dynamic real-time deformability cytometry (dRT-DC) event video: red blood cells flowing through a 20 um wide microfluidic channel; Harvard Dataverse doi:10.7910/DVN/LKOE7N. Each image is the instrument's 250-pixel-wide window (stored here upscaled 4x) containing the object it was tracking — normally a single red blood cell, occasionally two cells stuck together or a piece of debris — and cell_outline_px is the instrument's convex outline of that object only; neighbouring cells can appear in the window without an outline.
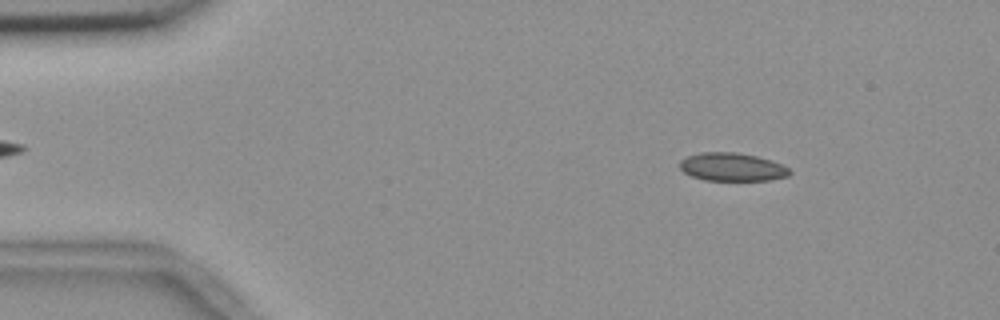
{"species": "common noctule bat (a hibernating species)", "species_latin": "Nyctalus noctula", "temperature_condition": "room temperature", "stored_images_in_passage": 54, "camera_frame_rate_fps": 3000, "um_per_image_px": 0.085, "animal": {"sex": "female", "body_mass_g": 18.4}, "frame": {"image": 1, "passage_image": 7, "time_ms": 2.0, "image_size_px": [1000, 320], "cell_outline_px": [[792, 172], [788, 176], [772, 180], [704, 180], [692, 176], [684, 172], [680, 168], [680, 160], [688, 156], [700, 152], [736, 152], [756, 156], [780, 164], [788, 168]], "centroid_in_image_um": [62.21, 14.19], "position_along_channel_um": 22.8, "area_um2": 17.92}}
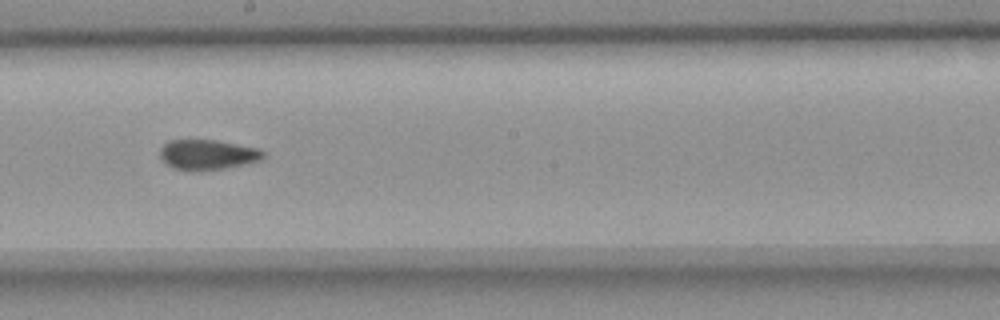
{"frame": {"image": 2, "passage_image": 30, "time_ms": 9.667, "image_size_px": [1000, 320], "cell_outline_px": [[264, 156], [260, 160], [224, 168], [196, 172], [172, 168], [160, 156], [160, 148], [168, 140], [216, 140], [256, 148], [264, 152]], "centroid_in_image_um": [17.59, 13.15], "position_along_channel_um": 230.6, "area_um2": 17.98}}
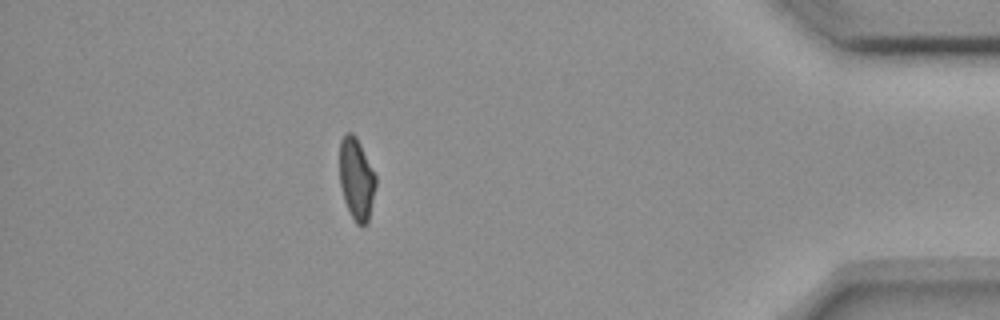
{"frame": {"image": 3, "passage_image": 48, "time_ms": 15.667, "image_size_px": [1000, 320], "cell_outline_px": [[376, 184], [368, 220], [364, 224], [356, 224], [344, 200], [340, 184], [340, 140], [344, 132], [352, 132], [356, 136], [376, 176]], "centroid_in_image_um": [30.28, 15.15], "position_along_channel_um": 404.9, "area_um2": 16.99}, "authors_computed_cell_mechanics": {"area_um2": 18.1781, "velocity_mm_per_s": 3.6866, "shape_relaxation_time_tau1_ms": 11.1255, "shape_relaxation_time_tau2_ms": 1.2631, "deformation_change_tau1": 0.1611, "deformation_change_tau2": 0.0588}}